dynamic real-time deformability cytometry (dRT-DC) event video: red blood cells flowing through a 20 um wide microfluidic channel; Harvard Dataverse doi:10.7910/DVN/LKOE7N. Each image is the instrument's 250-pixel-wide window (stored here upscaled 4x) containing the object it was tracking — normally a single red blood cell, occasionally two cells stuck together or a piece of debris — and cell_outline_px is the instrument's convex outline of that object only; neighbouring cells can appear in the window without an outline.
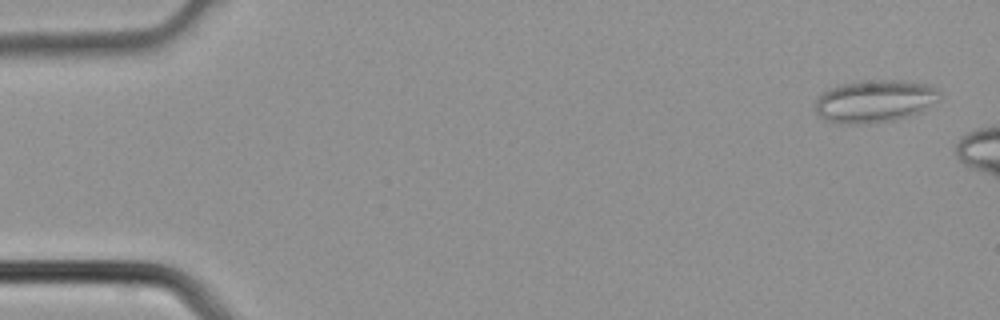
{"species": "common noctule bat (a hibernating species)", "species_latin": "Nyctalus noctula", "temperature_condition": "cold", "stored_images_in_passage": 2, "camera_frame_rate_fps": 3000, "um_per_image_px": 0.085, "animal": {"sex": "male", "body_mass_g": 21.5, "forearm_length_mm": 52.0}, "frame": {"image": 1, "passage_image": 1, "time_ms": 0.0, "image_size_px": [1000, 320], "cell_outline_px": [[940, 96], [936, 100], [920, 112], [908, 116], [892, 120], [872, 124], [836, 124], [824, 120], [816, 112], [816, 100], [820, 92], [828, 88], [840, 84], [860, 80], [900, 80], [928, 84], [936, 88], [940, 92]], "centroid_in_image_um": [74.29, 8.6], "position_along_channel_um": 10.7, "area_um2": 31.21}}